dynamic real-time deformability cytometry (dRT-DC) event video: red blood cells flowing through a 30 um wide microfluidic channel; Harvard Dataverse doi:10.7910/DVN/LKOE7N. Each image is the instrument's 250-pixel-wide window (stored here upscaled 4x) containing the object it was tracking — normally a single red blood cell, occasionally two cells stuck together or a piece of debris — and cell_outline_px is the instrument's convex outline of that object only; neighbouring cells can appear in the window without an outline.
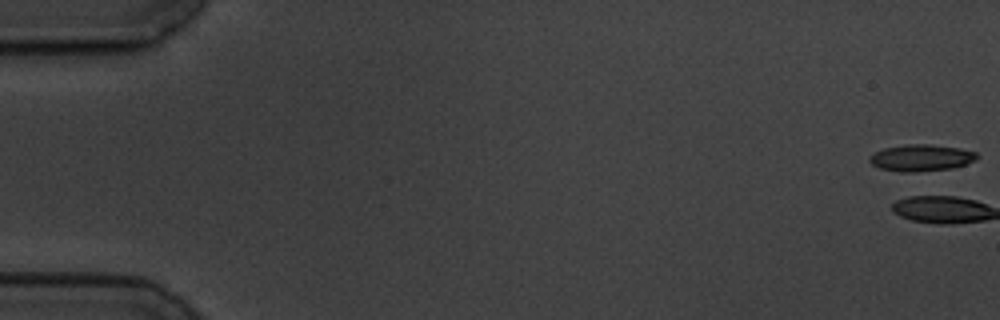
{"species": "common noctule bat (a hibernating species)", "species_latin": "Nyctalus noctula", "temperature_condition": "cold", "stored_images_in_passage": 3, "camera_frame_rate_fps": 3000, "um_per_image_px": 0.085, "animal": {"sex": "male", "body_mass_g": 19.5, "forearm_length_mm": 54.6}, "frame": {"image": 1, "passage_image": 1, "time_ms": 0.0, "image_size_px": [1000, 320], "cell_outline_px": [[980, 156], [976, 160], [952, 168], [916, 172], [900, 172], [880, 168], [872, 164], [868, 160], [868, 156], [884, 148], [904, 144], [928, 144], [960, 148], [976, 152]], "centroid_in_image_um": [78.29, 13.41], "position_along_channel_um": 6.7, "area_um2": 16.76}}